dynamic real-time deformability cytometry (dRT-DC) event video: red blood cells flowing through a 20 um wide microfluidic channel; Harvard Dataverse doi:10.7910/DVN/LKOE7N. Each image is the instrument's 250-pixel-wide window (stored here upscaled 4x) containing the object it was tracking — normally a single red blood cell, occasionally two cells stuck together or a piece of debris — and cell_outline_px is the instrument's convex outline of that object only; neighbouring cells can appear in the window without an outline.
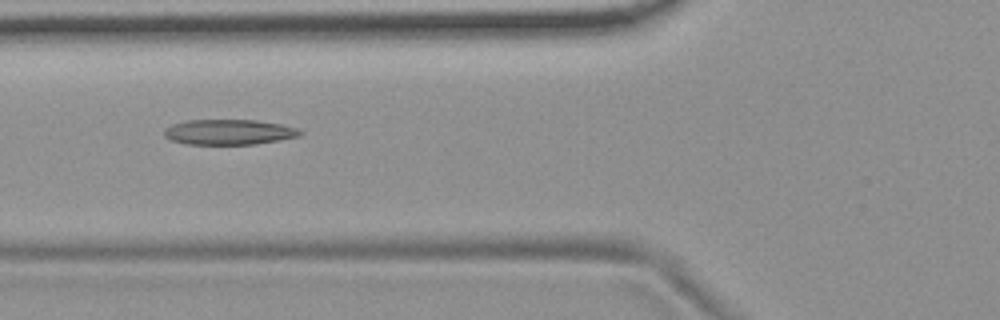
{"species": "common noctule bat (a hibernating species)", "species_latin": "Nyctalus noctula", "temperature_condition": "room temperature", "stored_images_in_passage": 5, "camera_frame_rate_fps": 3000, "um_per_image_px": 0.085, "animal": {"sex": "female", "body_mass_g": 19.9}, "frame": {"image": 1, "passage_image": 3, "time_ms": 0.667, "image_size_px": [1000, 320], "cell_outline_px": [[304, 132], [300, 136], [256, 144], [188, 144], [172, 140], [164, 136], [164, 128], [172, 124], [188, 120], [256, 120], [280, 124], [296, 128]], "centroid_in_image_um": [19.45, 11.22], "position_along_channel_um": 106.3, "area_um2": 19.94}}
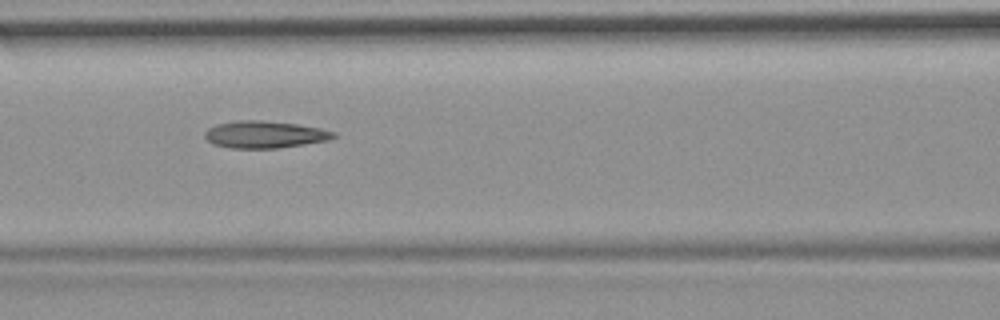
{"frame": {"image": 2, "passage_image": 4, "time_ms": 1.0, "image_size_px": [1000, 320], "cell_outline_px": [[336, 136], [332, 140], [280, 148], [228, 148], [212, 144], [204, 136], [204, 132], [208, 128], [216, 124], [236, 120], [260, 120], [296, 124], [320, 128], [336, 132]], "centroid_in_image_um": [22.5, 11.44], "position_along_channel_um": 144.1, "area_um2": 20.58}}